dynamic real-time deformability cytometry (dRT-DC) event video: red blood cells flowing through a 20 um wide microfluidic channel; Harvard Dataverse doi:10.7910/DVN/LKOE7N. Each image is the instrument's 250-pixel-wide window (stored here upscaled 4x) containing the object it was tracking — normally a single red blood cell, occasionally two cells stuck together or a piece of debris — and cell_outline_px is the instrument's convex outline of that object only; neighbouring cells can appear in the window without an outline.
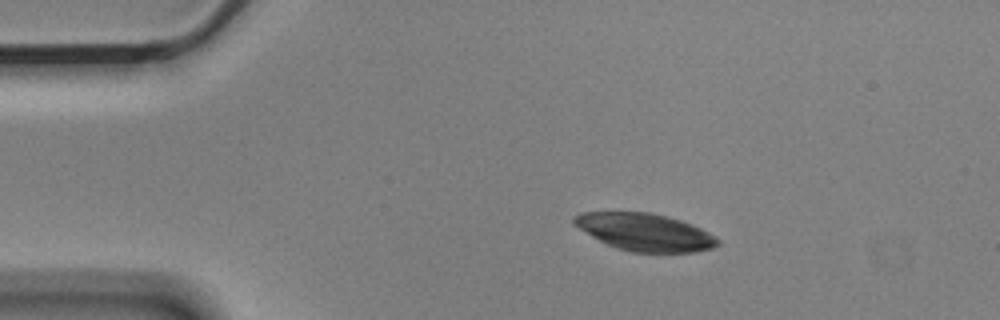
{"species": "Egyptian fruit bat (a non-hibernating species)", "species_latin": "Rousettus aegyptiacus", "temperature_condition": "cold", "stored_images_in_passage": 4, "camera_frame_rate_fps": 3000, "um_per_image_px": 0.085, "animal": {"sex": "male"}, "frame": {"image": 1, "passage_image": 2, "time_ms": 0.333, "image_size_px": [1000, 320], "cell_outline_px": [[720, 244], [712, 248], [696, 252], [632, 252], [616, 248], [592, 236], [580, 228], [572, 220], [576, 216], [584, 212], [648, 212], [668, 216], [692, 224], [708, 232], [720, 240]], "centroid_in_image_um": [54.87, 19.73], "position_along_channel_um": 30.1, "area_um2": 30.98}}
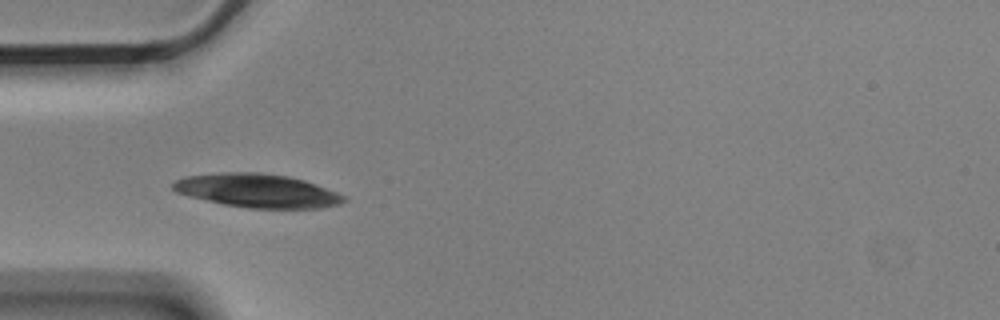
{"frame": {"image": 2, "passage_image": 4, "time_ms": 1.0, "image_size_px": [1000, 320], "cell_outline_px": [[348, 200], [340, 204], [320, 208], [248, 208], [224, 204], [188, 196], [176, 192], [172, 188], [172, 184], [176, 180], [184, 176], [220, 172], [260, 172], [288, 176], [304, 180], [336, 192], [344, 196]], "centroid_in_image_um": [21.85, 16.2], "position_along_channel_um": 63.1, "area_um2": 33.47}}